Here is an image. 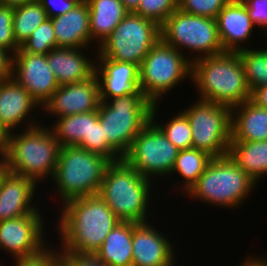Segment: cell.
Here are the masks:
<instances>
[{"label": "cell", "instance_id": "obj_1", "mask_svg": "<svg viewBox=\"0 0 267 266\" xmlns=\"http://www.w3.org/2000/svg\"><path fill=\"white\" fill-rule=\"evenodd\" d=\"M59 208V252L95 254L121 220L97 194L72 198Z\"/></svg>", "mask_w": 267, "mask_h": 266}, {"label": "cell", "instance_id": "obj_2", "mask_svg": "<svg viewBox=\"0 0 267 266\" xmlns=\"http://www.w3.org/2000/svg\"><path fill=\"white\" fill-rule=\"evenodd\" d=\"M60 145L50 126L38 125L10 132L0 157L4 169L26 176L37 184L52 179L58 163Z\"/></svg>", "mask_w": 267, "mask_h": 266}, {"label": "cell", "instance_id": "obj_3", "mask_svg": "<svg viewBox=\"0 0 267 266\" xmlns=\"http://www.w3.org/2000/svg\"><path fill=\"white\" fill-rule=\"evenodd\" d=\"M190 80L200 100L232 108L251 98L237 52L225 51L192 61Z\"/></svg>", "mask_w": 267, "mask_h": 266}, {"label": "cell", "instance_id": "obj_4", "mask_svg": "<svg viewBox=\"0 0 267 266\" xmlns=\"http://www.w3.org/2000/svg\"><path fill=\"white\" fill-rule=\"evenodd\" d=\"M153 182L122 159L107 167L98 195L121 221L145 223L150 217L151 192H156Z\"/></svg>", "mask_w": 267, "mask_h": 266}, {"label": "cell", "instance_id": "obj_5", "mask_svg": "<svg viewBox=\"0 0 267 266\" xmlns=\"http://www.w3.org/2000/svg\"><path fill=\"white\" fill-rule=\"evenodd\" d=\"M256 184L258 183L227 154L213 158L185 194L189 199L209 204L208 206L236 210L242 207L245 199L248 200L247 197L257 187Z\"/></svg>", "mask_w": 267, "mask_h": 266}, {"label": "cell", "instance_id": "obj_6", "mask_svg": "<svg viewBox=\"0 0 267 266\" xmlns=\"http://www.w3.org/2000/svg\"><path fill=\"white\" fill-rule=\"evenodd\" d=\"M106 157L78 146L60 147L51 185H55L61 204L84 196L97 195L107 167ZM58 190V191H57Z\"/></svg>", "mask_w": 267, "mask_h": 266}, {"label": "cell", "instance_id": "obj_7", "mask_svg": "<svg viewBox=\"0 0 267 266\" xmlns=\"http://www.w3.org/2000/svg\"><path fill=\"white\" fill-rule=\"evenodd\" d=\"M153 103L138 91L101 101L98 116L108 145L123 158L134 138L151 121Z\"/></svg>", "mask_w": 267, "mask_h": 266}, {"label": "cell", "instance_id": "obj_8", "mask_svg": "<svg viewBox=\"0 0 267 266\" xmlns=\"http://www.w3.org/2000/svg\"><path fill=\"white\" fill-rule=\"evenodd\" d=\"M161 40L183 53L192 62L225 52L216 20L185 13L179 8L160 26ZM191 51V57L184 53ZM195 53V54H194Z\"/></svg>", "mask_w": 267, "mask_h": 266}, {"label": "cell", "instance_id": "obj_9", "mask_svg": "<svg viewBox=\"0 0 267 266\" xmlns=\"http://www.w3.org/2000/svg\"><path fill=\"white\" fill-rule=\"evenodd\" d=\"M191 78V61L161 39L150 49L139 67V87L156 104L179 83Z\"/></svg>", "mask_w": 267, "mask_h": 266}, {"label": "cell", "instance_id": "obj_10", "mask_svg": "<svg viewBox=\"0 0 267 266\" xmlns=\"http://www.w3.org/2000/svg\"><path fill=\"white\" fill-rule=\"evenodd\" d=\"M161 39L160 26L134 12H129L104 42L97 47L96 58L141 66L150 49Z\"/></svg>", "mask_w": 267, "mask_h": 266}, {"label": "cell", "instance_id": "obj_11", "mask_svg": "<svg viewBox=\"0 0 267 266\" xmlns=\"http://www.w3.org/2000/svg\"><path fill=\"white\" fill-rule=\"evenodd\" d=\"M182 112L192 129V147L213 158L228 154L231 143L232 108L227 105L196 99Z\"/></svg>", "mask_w": 267, "mask_h": 266}, {"label": "cell", "instance_id": "obj_12", "mask_svg": "<svg viewBox=\"0 0 267 266\" xmlns=\"http://www.w3.org/2000/svg\"><path fill=\"white\" fill-rule=\"evenodd\" d=\"M179 151L150 121L134 138L122 159L142 176L155 182L169 177Z\"/></svg>", "mask_w": 267, "mask_h": 266}, {"label": "cell", "instance_id": "obj_13", "mask_svg": "<svg viewBox=\"0 0 267 266\" xmlns=\"http://www.w3.org/2000/svg\"><path fill=\"white\" fill-rule=\"evenodd\" d=\"M41 214L42 211L39 210L33 214L0 221V249L10 253L13 261L36 257L49 248V243L45 242V218ZM0 266L4 264L1 262Z\"/></svg>", "mask_w": 267, "mask_h": 266}, {"label": "cell", "instance_id": "obj_14", "mask_svg": "<svg viewBox=\"0 0 267 266\" xmlns=\"http://www.w3.org/2000/svg\"><path fill=\"white\" fill-rule=\"evenodd\" d=\"M11 77L40 104L59 87L46 55L24 52L19 48L12 56Z\"/></svg>", "mask_w": 267, "mask_h": 266}, {"label": "cell", "instance_id": "obj_15", "mask_svg": "<svg viewBox=\"0 0 267 266\" xmlns=\"http://www.w3.org/2000/svg\"><path fill=\"white\" fill-rule=\"evenodd\" d=\"M100 102L99 81L94 74L82 82L59 85L41 110L47 115L51 114V118H59L95 111L99 108Z\"/></svg>", "mask_w": 267, "mask_h": 266}, {"label": "cell", "instance_id": "obj_16", "mask_svg": "<svg viewBox=\"0 0 267 266\" xmlns=\"http://www.w3.org/2000/svg\"><path fill=\"white\" fill-rule=\"evenodd\" d=\"M38 109L40 104L14 78L0 81V124L8 133L40 124L33 117Z\"/></svg>", "mask_w": 267, "mask_h": 266}, {"label": "cell", "instance_id": "obj_17", "mask_svg": "<svg viewBox=\"0 0 267 266\" xmlns=\"http://www.w3.org/2000/svg\"><path fill=\"white\" fill-rule=\"evenodd\" d=\"M150 222L134 223L132 234V266H174L176 253L168 236Z\"/></svg>", "mask_w": 267, "mask_h": 266}, {"label": "cell", "instance_id": "obj_18", "mask_svg": "<svg viewBox=\"0 0 267 266\" xmlns=\"http://www.w3.org/2000/svg\"><path fill=\"white\" fill-rule=\"evenodd\" d=\"M36 185L33 179L3 169L0 173V221L39 211L41 208L33 205Z\"/></svg>", "mask_w": 267, "mask_h": 266}, {"label": "cell", "instance_id": "obj_19", "mask_svg": "<svg viewBox=\"0 0 267 266\" xmlns=\"http://www.w3.org/2000/svg\"><path fill=\"white\" fill-rule=\"evenodd\" d=\"M95 74L100 86V100L132 94L139 87V66L109 58H96Z\"/></svg>", "mask_w": 267, "mask_h": 266}, {"label": "cell", "instance_id": "obj_20", "mask_svg": "<svg viewBox=\"0 0 267 266\" xmlns=\"http://www.w3.org/2000/svg\"><path fill=\"white\" fill-rule=\"evenodd\" d=\"M219 38L224 51L245 49L257 27L242 0H230L216 17Z\"/></svg>", "mask_w": 267, "mask_h": 266}, {"label": "cell", "instance_id": "obj_21", "mask_svg": "<svg viewBox=\"0 0 267 266\" xmlns=\"http://www.w3.org/2000/svg\"><path fill=\"white\" fill-rule=\"evenodd\" d=\"M83 50L88 48L58 47L46 55L59 85L82 82L95 74L96 59L87 56Z\"/></svg>", "mask_w": 267, "mask_h": 266}, {"label": "cell", "instance_id": "obj_22", "mask_svg": "<svg viewBox=\"0 0 267 266\" xmlns=\"http://www.w3.org/2000/svg\"><path fill=\"white\" fill-rule=\"evenodd\" d=\"M58 47L93 48L90 36V14L86 0L67 13L51 18Z\"/></svg>", "mask_w": 267, "mask_h": 266}, {"label": "cell", "instance_id": "obj_23", "mask_svg": "<svg viewBox=\"0 0 267 266\" xmlns=\"http://www.w3.org/2000/svg\"><path fill=\"white\" fill-rule=\"evenodd\" d=\"M267 140V109L251 100L232 107L231 141Z\"/></svg>", "mask_w": 267, "mask_h": 266}, {"label": "cell", "instance_id": "obj_24", "mask_svg": "<svg viewBox=\"0 0 267 266\" xmlns=\"http://www.w3.org/2000/svg\"><path fill=\"white\" fill-rule=\"evenodd\" d=\"M86 1L90 14L91 42L92 46L96 45L95 49L97 50L96 47H99L104 42L129 11L124 7L121 0Z\"/></svg>", "mask_w": 267, "mask_h": 266}, {"label": "cell", "instance_id": "obj_25", "mask_svg": "<svg viewBox=\"0 0 267 266\" xmlns=\"http://www.w3.org/2000/svg\"><path fill=\"white\" fill-rule=\"evenodd\" d=\"M133 222L121 221L94 254L106 266H132Z\"/></svg>", "mask_w": 267, "mask_h": 266}, {"label": "cell", "instance_id": "obj_26", "mask_svg": "<svg viewBox=\"0 0 267 266\" xmlns=\"http://www.w3.org/2000/svg\"><path fill=\"white\" fill-rule=\"evenodd\" d=\"M228 154L256 182L267 177V140L231 141Z\"/></svg>", "mask_w": 267, "mask_h": 266}, {"label": "cell", "instance_id": "obj_27", "mask_svg": "<svg viewBox=\"0 0 267 266\" xmlns=\"http://www.w3.org/2000/svg\"><path fill=\"white\" fill-rule=\"evenodd\" d=\"M213 159L212 156L204 151L198 150L196 148H188L180 150L176 161L169 175V180L174 174L181 176L182 188H178V191H182V196L191 188V186L199 179L202 173L205 171L209 162Z\"/></svg>", "mask_w": 267, "mask_h": 266}, {"label": "cell", "instance_id": "obj_28", "mask_svg": "<svg viewBox=\"0 0 267 266\" xmlns=\"http://www.w3.org/2000/svg\"><path fill=\"white\" fill-rule=\"evenodd\" d=\"M51 130L59 142L60 147L80 146L85 140H89L90 112L77 113L54 118ZM56 121V122H55Z\"/></svg>", "mask_w": 267, "mask_h": 266}, {"label": "cell", "instance_id": "obj_29", "mask_svg": "<svg viewBox=\"0 0 267 266\" xmlns=\"http://www.w3.org/2000/svg\"><path fill=\"white\" fill-rule=\"evenodd\" d=\"M47 18V12L39 0H32L15 7L13 34L16 42L21 45Z\"/></svg>", "mask_w": 267, "mask_h": 266}, {"label": "cell", "instance_id": "obj_30", "mask_svg": "<svg viewBox=\"0 0 267 266\" xmlns=\"http://www.w3.org/2000/svg\"><path fill=\"white\" fill-rule=\"evenodd\" d=\"M159 104L156 103L152 107L151 121L164 133L169 141L179 150L192 148V129L187 116L180 110L170 116L165 122H158ZM157 110V111H156Z\"/></svg>", "mask_w": 267, "mask_h": 266}, {"label": "cell", "instance_id": "obj_31", "mask_svg": "<svg viewBox=\"0 0 267 266\" xmlns=\"http://www.w3.org/2000/svg\"><path fill=\"white\" fill-rule=\"evenodd\" d=\"M266 46H262V49L261 46L260 49L257 46V49L251 47L237 51L251 92L255 88L267 85Z\"/></svg>", "mask_w": 267, "mask_h": 266}, {"label": "cell", "instance_id": "obj_32", "mask_svg": "<svg viewBox=\"0 0 267 266\" xmlns=\"http://www.w3.org/2000/svg\"><path fill=\"white\" fill-rule=\"evenodd\" d=\"M79 147L91 151L92 153L102 155L111 162L122 160V158L106 142L103 126L98 116V109L90 111L89 140H85Z\"/></svg>", "mask_w": 267, "mask_h": 266}, {"label": "cell", "instance_id": "obj_33", "mask_svg": "<svg viewBox=\"0 0 267 266\" xmlns=\"http://www.w3.org/2000/svg\"><path fill=\"white\" fill-rule=\"evenodd\" d=\"M20 48L24 52L44 55H47L52 49L57 48L52 19L47 18L42 22L28 39L20 45Z\"/></svg>", "mask_w": 267, "mask_h": 266}, {"label": "cell", "instance_id": "obj_34", "mask_svg": "<svg viewBox=\"0 0 267 266\" xmlns=\"http://www.w3.org/2000/svg\"><path fill=\"white\" fill-rule=\"evenodd\" d=\"M177 9L178 0H141L134 13L161 26Z\"/></svg>", "mask_w": 267, "mask_h": 266}, {"label": "cell", "instance_id": "obj_35", "mask_svg": "<svg viewBox=\"0 0 267 266\" xmlns=\"http://www.w3.org/2000/svg\"><path fill=\"white\" fill-rule=\"evenodd\" d=\"M230 0H178V8L185 13L216 19Z\"/></svg>", "mask_w": 267, "mask_h": 266}, {"label": "cell", "instance_id": "obj_36", "mask_svg": "<svg viewBox=\"0 0 267 266\" xmlns=\"http://www.w3.org/2000/svg\"><path fill=\"white\" fill-rule=\"evenodd\" d=\"M14 8L0 4V47L12 56L20 48L13 34Z\"/></svg>", "mask_w": 267, "mask_h": 266}, {"label": "cell", "instance_id": "obj_37", "mask_svg": "<svg viewBox=\"0 0 267 266\" xmlns=\"http://www.w3.org/2000/svg\"><path fill=\"white\" fill-rule=\"evenodd\" d=\"M56 248L54 245H50L42 254L32 258L15 260L13 264L14 266H62L60 252Z\"/></svg>", "mask_w": 267, "mask_h": 266}, {"label": "cell", "instance_id": "obj_38", "mask_svg": "<svg viewBox=\"0 0 267 266\" xmlns=\"http://www.w3.org/2000/svg\"><path fill=\"white\" fill-rule=\"evenodd\" d=\"M255 26L267 35V0H242ZM267 37V36H266Z\"/></svg>", "mask_w": 267, "mask_h": 266}, {"label": "cell", "instance_id": "obj_39", "mask_svg": "<svg viewBox=\"0 0 267 266\" xmlns=\"http://www.w3.org/2000/svg\"><path fill=\"white\" fill-rule=\"evenodd\" d=\"M62 266H106L94 254L60 252Z\"/></svg>", "mask_w": 267, "mask_h": 266}, {"label": "cell", "instance_id": "obj_40", "mask_svg": "<svg viewBox=\"0 0 267 266\" xmlns=\"http://www.w3.org/2000/svg\"><path fill=\"white\" fill-rule=\"evenodd\" d=\"M48 18L61 16L73 9L81 0H39Z\"/></svg>", "mask_w": 267, "mask_h": 266}, {"label": "cell", "instance_id": "obj_41", "mask_svg": "<svg viewBox=\"0 0 267 266\" xmlns=\"http://www.w3.org/2000/svg\"><path fill=\"white\" fill-rule=\"evenodd\" d=\"M12 55L0 47V81L11 77Z\"/></svg>", "mask_w": 267, "mask_h": 266}, {"label": "cell", "instance_id": "obj_42", "mask_svg": "<svg viewBox=\"0 0 267 266\" xmlns=\"http://www.w3.org/2000/svg\"><path fill=\"white\" fill-rule=\"evenodd\" d=\"M250 100L257 106L267 109V85L255 88L251 92Z\"/></svg>", "mask_w": 267, "mask_h": 266}, {"label": "cell", "instance_id": "obj_43", "mask_svg": "<svg viewBox=\"0 0 267 266\" xmlns=\"http://www.w3.org/2000/svg\"><path fill=\"white\" fill-rule=\"evenodd\" d=\"M259 256L260 255L257 257L255 253L253 256L249 254L247 258H244L245 260H243L239 266H267V257L265 258V256Z\"/></svg>", "mask_w": 267, "mask_h": 266}, {"label": "cell", "instance_id": "obj_44", "mask_svg": "<svg viewBox=\"0 0 267 266\" xmlns=\"http://www.w3.org/2000/svg\"><path fill=\"white\" fill-rule=\"evenodd\" d=\"M121 2L129 12H134L140 5L141 0H121Z\"/></svg>", "mask_w": 267, "mask_h": 266}, {"label": "cell", "instance_id": "obj_45", "mask_svg": "<svg viewBox=\"0 0 267 266\" xmlns=\"http://www.w3.org/2000/svg\"><path fill=\"white\" fill-rule=\"evenodd\" d=\"M29 1H32V0H0V3L2 5H6V6H9V7H17V6H21L23 4H25L26 2H29Z\"/></svg>", "mask_w": 267, "mask_h": 266}, {"label": "cell", "instance_id": "obj_46", "mask_svg": "<svg viewBox=\"0 0 267 266\" xmlns=\"http://www.w3.org/2000/svg\"><path fill=\"white\" fill-rule=\"evenodd\" d=\"M8 132L0 124V150L3 148Z\"/></svg>", "mask_w": 267, "mask_h": 266}, {"label": "cell", "instance_id": "obj_47", "mask_svg": "<svg viewBox=\"0 0 267 266\" xmlns=\"http://www.w3.org/2000/svg\"><path fill=\"white\" fill-rule=\"evenodd\" d=\"M3 169H4V165H3V161L0 157V173L2 172Z\"/></svg>", "mask_w": 267, "mask_h": 266}]
</instances>
